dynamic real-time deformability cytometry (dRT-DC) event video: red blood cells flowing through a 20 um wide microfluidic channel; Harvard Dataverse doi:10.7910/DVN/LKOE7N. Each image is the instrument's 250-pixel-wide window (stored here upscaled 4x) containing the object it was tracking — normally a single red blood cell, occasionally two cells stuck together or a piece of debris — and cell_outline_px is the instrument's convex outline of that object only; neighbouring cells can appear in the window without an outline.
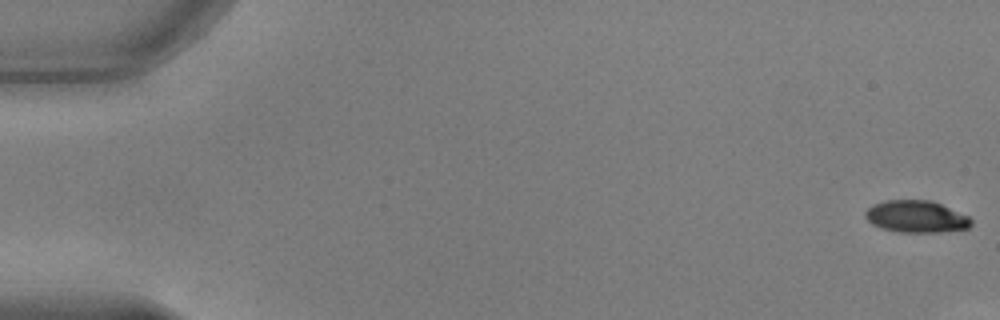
{"species": "common noctule bat (a hibernating species)", "species_latin": "Nyctalus noctula", "temperature_condition": "warm", "stored_images_in_passage": 12, "camera_frame_rate_fps": 3000, "um_per_image_px": 0.085, "animal": {"sex": "male", "body_mass_g": 17.9, "forearm_length_mm": 54.2}, "frame": {"image": 1, "passage_image": 1, "time_ms": 0.0, "image_size_px": [1000, 320], "cell_outline_px": [[972, 224], [968, 228], [940, 232], [900, 232], [880, 228], [872, 224], [864, 216], [864, 212], [872, 204], [884, 200], [932, 200], [968, 216], [972, 220]], "centroid_in_image_um": [77.85, 18.4], "position_along_channel_um": 7.2, "area_um2": 19.83}}